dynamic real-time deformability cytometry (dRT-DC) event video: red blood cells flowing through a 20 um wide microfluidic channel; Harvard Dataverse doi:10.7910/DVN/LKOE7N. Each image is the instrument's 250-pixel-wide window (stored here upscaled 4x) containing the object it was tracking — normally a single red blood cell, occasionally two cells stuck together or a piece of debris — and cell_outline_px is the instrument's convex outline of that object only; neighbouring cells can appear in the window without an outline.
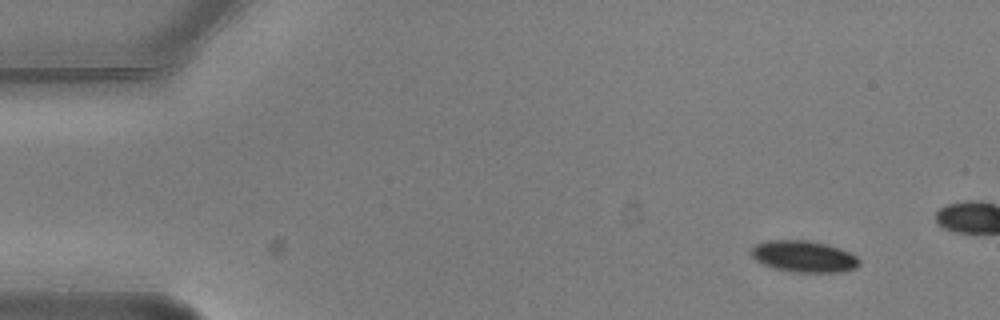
{"species": "common noctule bat (a hibernating species)", "species_latin": "Nyctalus noctula", "temperature_condition": "warm", "stored_images_in_passage": 4, "camera_frame_rate_fps": 3000, "um_per_image_px": 0.085, "animal": {"sex": "male", "body_mass_g": 20.5, "forearm_length_mm": 52.5}, "frame": {"image": 1, "passage_image": 1, "time_ms": 0.0, "image_size_px": [1000, 320], "cell_outline_px": [[860, 264], [856, 268], [840, 272], [792, 272], [772, 268], [756, 260], [748, 252], [756, 244], [768, 240], [808, 240], [840, 248], [856, 256], [860, 260]], "centroid_in_image_um": [68.31, 21.8], "position_along_channel_um": 16.7, "area_um2": 19.88}}